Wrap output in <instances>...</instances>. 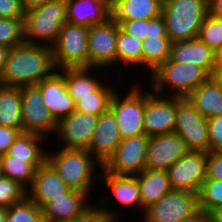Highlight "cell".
<instances>
[{"instance_id":"6da1fadb","label":"cell","mask_w":222,"mask_h":222,"mask_svg":"<svg viewBox=\"0 0 222 222\" xmlns=\"http://www.w3.org/2000/svg\"><path fill=\"white\" fill-rule=\"evenodd\" d=\"M56 70L52 46L23 42L9 50L0 84L5 86H33Z\"/></svg>"},{"instance_id":"7a4b0ae2","label":"cell","mask_w":222,"mask_h":222,"mask_svg":"<svg viewBox=\"0 0 222 222\" xmlns=\"http://www.w3.org/2000/svg\"><path fill=\"white\" fill-rule=\"evenodd\" d=\"M47 149V161L55 168L59 176L70 189L87 193L89 197L99 183V170L102 164L87 150L59 148L52 153ZM96 166H98L96 168ZM96 168V169H95Z\"/></svg>"},{"instance_id":"3957f363","label":"cell","mask_w":222,"mask_h":222,"mask_svg":"<svg viewBox=\"0 0 222 222\" xmlns=\"http://www.w3.org/2000/svg\"><path fill=\"white\" fill-rule=\"evenodd\" d=\"M161 14L172 43L195 39L208 15V0H168L162 5Z\"/></svg>"},{"instance_id":"277c9868","label":"cell","mask_w":222,"mask_h":222,"mask_svg":"<svg viewBox=\"0 0 222 222\" xmlns=\"http://www.w3.org/2000/svg\"><path fill=\"white\" fill-rule=\"evenodd\" d=\"M67 22L66 0H50L25 11L24 42L52 46Z\"/></svg>"},{"instance_id":"5b68a950","label":"cell","mask_w":222,"mask_h":222,"mask_svg":"<svg viewBox=\"0 0 222 222\" xmlns=\"http://www.w3.org/2000/svg\"><path fill=\"white\" fill-rule=\"evenodd\" d=\"M150 89L158 95L187 97L195 88L205 82L210 75L200 66L172 62L167 59L154 72ZM166 87H170L169 90ZM165 88V89H164ZM166 92V94H165ZM163 93V94H162ZM171 94V95H170Z\"/></svg>"},{"instance_id":"8992f818","label":"cell","mask_w":222,"mask_h":222,"mask_svg":"<svg viewBox=\"0 0 222 222\" xmlns=\"http://www.w3.org/2000/svg\"><path fill=\"white\" fill-rule=\"evenodd\" d=\"M89 28L66 22L52 45L56 70L68 67H88Z\"/></svg>"},{"instance_id":"52a82bcc","label":"cell","mask_w":222,"mask_h":222,"mask_svg":"<svg viewBox=\"0 0 222 222\" xmlns=\"http://www.w3.org/2000/svg\"><path fill=\"white\" fill-rule=\"evenodd\" d=\"M135 84H131L133 88H130L122 98V93L118 94L116 90L110 101L109 109L115 116L122 139L145 134L143 123L145 91Z\"/></svg>"},{"instance_id":"ba28073f","label":"cell","mask_w":222,"mask_h":222,"mask_svg":"<svg viewBox=\"0 0 222 222\" xmlns=\"http://www.w3.org/2000/svg\"><path fill=\"white\" fill-rule=\"evenodd\" d=\"M200 212L198 193L172 189L143 213L144 222H175Z\"/></svg>"},{"instance_id":"9c48e42d","label":"cell","mask_w":222,"mask_h":222,"mask_svg":"<svg viewBox=\"0 0 222 222\" xmlns=\"http://www.w3.org/2000/svg\"><path fill=\"white\" fill-rule=\"evenodd\" d=\"M118 23L109 17L105 22L89 27L88 32V67L103 68L117 65ZM109 66V67H108Z\"/></svg>"},{"instance_id":"30bf717a","label":"cell","mask_w":222,"mask_h":222,"mask_svg":"<svg viewBox=\"0 0 222 222\" xmlns=\"http://www.w3.org/2000/svg\"><path fill=\"white\" fill-rule=\"evenodd\" d=\"M174 132L186 143L190 151L209 152L207 119L185 97L177 96Z\"/></svg>"},{"instance_id":"8fae6325","label":"cell","mask_w":222,"mask_h":222,"mask_svg":"<svg viewBox=\"0 0 222 222\" xmlns=\"http://www.w3.org/2000/svg\"><path fill=\"white\" fill-rule=\"evenodd\" d=\"M148 141L145 134L122 139L102 169L114 175L139 174L145 170Z\"/></svg>"},{"instance_id":"7c38bea8","label":"cell","mask_w":222,"mask_h":222,"mask_svg":"<svg viewBox=\"0 0 222 222\" xmlns=\"http://www.w3.org/2000/svg\"><path fill=\"white\" fill-rule=\"evenodd\" d=\"M21 100L22 132L54 136L57 122L44 105L40 90L35 85L21 87Z\"/></svg>"},{"instance_id":"4fadbf2b","label":"cell","mask_w":222,"mask_h":222,"mask_svg":"<svg viewBox=\"0 0 222 222\" xmlns=\"http://www.w3.org/2000/svg\"><path fill=\"white\" fill-rule=\"evenodd\" d=\"M177 96L145 92L144 131L148 137L174 132Z\"/></svg>"},{"instance_id":"5bb4252c","label":"cell","mask_w":222,"mask_h":222,"mask_svg":"<svg viewBox=\"0 0 222 222\" xmlns=\"http://www.w3.org/2000/svg\"><path fill=\"white\" fill-rule=\"evenodd\" d=\"M207 152L189 151L167 169L172 189L198 193L206 179Z\"/></svg>"},{"instance_id":"9a60e30c","label":"cell","mask_w":222,"mask_h":222,"mask_svg":"<svg viewBox=\"0 0 222 222\" xmlns=\"http://www.w3.org/2000/svg\"><path fill=\"white\" fill-rule=\"evenodd\" d=\"M99 116L74 110L70 115L57 122L55 136L62 143V148L87 150Z\"/></svg>"},{"instance_id":"2e32d148","label":"cell","mask_w":222,"mask_h":222,"mask_svg":"<svg viewBox=\"0 0 222 222\" xmlns=\"http://www.w3.org/2000/svg\"><path fill=\"white\" fill-rule=\"evenodd\" d=\"M190 150L175 132L150 136L147 152V170H167Z\"/></svg>"},{"instance_id":"e0dca14e","label":"cell","mask_w":222,"mask_h":222,"mask_svg":"<svg viewBox=\"0 0 222 222\" xmlns=\"http://www.w3.org/2000/svg\"><path fill=\"white\" fill-rule=\"evenodd\" d=\"M35 86L40 90L44 105L56 122L75 110V102L68 94L64 77L58 70Z\"/></svg>"},{"instance_id":"ac0fdd59","label":"cell","mask_w":222,"mask_h":222,"mask_svg":"<svg viewBox=\"0 0 222 222\" xmlns=\"http://www.w3.org/2000/svg\"><path fill=\"white\" fill-rule=\"evenodd\" d=\"M69 189L55 168L46 160L36 169L32 184L26 190V196L42 208L47 202L62 196V193Z\"/></svg>"},{"instance_id":"d6986e66","label":"cell","mask_w":222,"mask_h":222,"mask_svg":"<svg viewBox=\"0 0 222 222\" xmlns=\"http://www.w3.org/2000/svg\"><path fill=\"white\" fill-rule=\"evenodd\" d=\"M122 138L113 112L108 109L98 118L88 151L103 165Z\"/></svg>"},{"instance_id":"ffe728a7","label":"cell","mask_w":222,"mask_h":222,"mask_svg":"<svg viewBox=\"0 0 222 222\" xmlns=\"http://www.w3.org/2000/svg\"><path fill=\"white\" fill-rule=\"evenodd\" d=\"M88 196L87 193L69 189L62 193V196L52 199L41 208L43 221L60 222L80 215L92 204Z\"/></svg>"},{"instance_id":"44dd1931","label":"cell","mask_w":222,"mask_h":222,"mask_svg":"<svg viewBox=\"0 0 222 222\" xmlns=\"http://www.w3.org/2000/svg\"><path fill=\"white\" fill-rule=\"evenodd\" d=\"M67 22L89 28L111 17V0H66Z\"/></svg>"},{"instance_id":"7402d4cb","label":"cell","mask_w":222,"mask_h":222,"mask_svg":"<svg viewBox=\"0 0 222 222\" xmlns=\"http://www.w3.org/2000/svg\"><path fill=\"white\" fill-rule=\"evenodd\" d=\"M169 59L200 66L210 76L214 70V51L199 38L171 43Z\"/></svg>"},{"instance_id":"603a6c76","label":"cell","mask_w":222,"mask_h":222,"mask_svg":"<svg viewBox=\"0 0 222 222\" xmlns=\"http://www.w3.org/2000/svg\"><path fill=\"white\" fill-rule=\"evenodd\" d=\"M100 171L99 184L102 183L108 187L111 199L115 197L119 205L122 204L125 208L133 206L134 209L135 206V208L141 210L140 190L135 176L114 175L105 172L102 168Z\"/></svg>"},{"instance_id":"cb8c5ba5","label":"cell","mask_w":222,"mask_h":222,"mask_svg":"<svg viewBox=\"0 0 222 222\" xmlns=\"http://www.w3.org/2000/svg\"><path fill=\"white\" fill-rule=\"evenodd\" d=\"M140 190L141 215L150 205L159 201L172 190L167 170H143L134 175Z\"/></svg>"},{"instance_id":"d4e9b609","label":"cell","mask_w":222,"mask_h":222,"mask_svg":"<svg viewBox=\"0 0 222 222\" xmlns=\"http://www.w3.org/2000/svg\"><path fill=\"white\" fill-rule=\"evenodd\" d=\"M186 98L206 119L222 115V87L211 76Z\"/></svg>"},{"instance_id":"484cf974","label":"cell","mask_w":222,"mask_h":222,"mask_svg":"<svg viewBox=\"0 0 222 222\" xmlns=\"http://www.w3.org/2000/svg\"><path fill=\"white\" fill-rule=\"evenodd\" d=\"M95 69L96 73L92 72ZM99 69L95 67L93 69L92 67H68L58 70L63 75L67 92L74 102L79 101V97L91 95L103 83L102 79L98 80V76L92 74L97 75Z\"/></svg>"},{"instance_id":"4316f807","label":"cell","mask_w":222,"mask_h":222,"mask_svg":"<svg viewBox=\"0 0 222 222\" xmlns=\"http://www.w3.org/2000/svg\"><path fill=\"white\" fill-rule=\"evenodd\" d=\"M157 0H111V17L115 21L149 20L161 14Z\"/></svg>"},{"instance_id":"83f0119b","label":"cell","mask_w":222,"mask_h":222,"mask_svg":"<svg viewBox=\"0 0 222 222\" xmlns=\"http://www.w3.org/2000/svg\"><path fill=\"white\" fill-rule=\"evenodd\" d=\"M44 138L46 139L39 134L21 132L9 147L7 154L13 159L25 160L26 163H44L47 160V148L42 144Z\"/></svg>"},{"instance_id":"f1b7e54d","label":"cell","mask_w":222,"mask_h":222,"mask_svg":"<svg viewBox=\"0 0 222 222\" xmlns=\"http://www.w3.org/2000/svg\"><path fill=\"white\" fill-rule=\"evenodd\" d=\"M21 87L0 84V126L22 129Z\"/></svg>"},{"instance_id":"f546056e","label":"cell","mask_w":222,"mask_h":222,"mask_svg":"<svg viewBox=\"0 0 222 222\" xmlns=\"http://www.w3.org/2000/svg\"><path fill=\"white\" fill-rule=\"evenodd\" d=\"M142 42V40L124 32L118 24L117 64L127 68L131 67L135 71L138 69L139 73V69L142 68Z\"/></svg>"},{"instance_id":"4dcf8cb0","label":"cell","mask_w":222,"mask_h":222,"mask_svg":"<svg viewBox=\"0 0 222 222\" xmlns=\"http://www.w3.org/2000/svg\"><path fill=\"white\" fill-rule=\"evenodd\" d=\"M102 83L91 95L79 97V101L75 102V110L82 113H88L100 116L110 107V101L116 92L115 84Z\"/></svg>"},{"instance_id":"1f68e13d","label":"cell","mask_w":222,"mask_h":222,"mask_svg":"<svg viewBox=\"0 0 222 222\" xmlns=\"http://www.w3.org/2000/svg\"><path fill=\"white\" fill-rule=\"evenodd\" d=\"M43 163H26L25 160L13 159L7 153L0 156L1 175L17 181L26 190L31 186L36 169Z\"/></svg>"},{"instance_id":"d6a6232c","label":"cell","mask_w":222,"mask_h":222,"mask_svg":"<svg viewBox=\"0 0 222 222\" xmlns=\"http://www.w3.org/2000/svg\"><path fill=\"white\" fill-rule=\"evenodd\" d=\"M171 43L168 37L146 38L142 42V69L152 73L169 59Z\"/></svg>"},{"instance_id":"836d02e7","label":"cell","mask_w":222,"mask_h":222,"mask_svg":"<svg viewBox=\"0 0 222 222\" xmlns=\"http://www.w3.org/2000/svg\"><path fill=\"white\" fill-rule=\"evenodd\" d=\"M109 198V196H103V198L101 196V201H99L100 204L98 203V205L101 206H98L96 203H93L80 215L74 216L68 220L60 222H120L118 216H121L122 214L120 212L116 213V210L110 208L108 202Z\"/></svg>"},{"instance_id":"e575fe53","label":"cell","mask_w":222,"mask_h":222,"mask_svg":"<svg viewBox=\"0 0 222 222\" xmlns=\"http://www.w3.org/2000/svg\"><path fill=\"white\" fill-rule=\"evenodd\" d=\"M198 201L200 211L207 216L222 206V180L205 179L198 192Z\"/></svg>"},{"instance_id":"d590c367","label":"cell","mask_w":222,"mask_h":222,"mask_svg":"<svg viewBox=\"0 0 222 222\" xmlns=\"http://www.w3.org/2000/svg\"><path fill=\"white\" fill-rule=\"evenodd\" d=\"M6 222H44L42 210L27 196L7 208Z\"/></svg>"},{"instance_id":"8d00e7d4","label":"cell","mask_w":222,"mask_h":222,"mask_svg":"<svg viewBox=\"0 0 222 222\" xmlns=\"http://www.w3.org/2000/svg\"><path fill=\"white\" fill-rule=\"evenodd\" d=\"M24 19L0 18V45L8 48L24 42Z\"/></svg>"},{"instance_id":"74e56055","label":"cell","mask_w":222,"mask_h":222,"mask_svg":"<svg viewBox=\"0 0 222 222\" xmlns=\"http://www.w3.org/2000/svg\"><path fill=\"white\" fill-rule=\"evenodd\" d=\"M198 38L215 51L222 44V19L208 14L201 24Z\"/></svg>"},{"instance_id":"f35d334b","label":"cell","mask_w":222,"mask_h":222,"mask_svg":"<svg viewBox=\"0 0 222 222\" xmlns=\"http://www.w3.org/2000/svg\"><path fill=\"white\" fill-rule=\"evenodd\" d=\"M26 197V189L17 181L0 175V206L10 207Z\"/></svg>"},{"instance_id":"ab89813d","label":"cell","mask_w":222,"mask_h":222,"mask_svg":"<svg viewBox=\"0 0 222 222\" xmlns=\"http://www.w3.org/2000/svg\"><path fill=\"white\" fill-rule=\"evenodd\" d=\"M209 134V152H216L222 147V115L207 119Z\"/></svg>"},{"instance_id":"60d3db41","label":"cell","mask_w":222,"mask_h":222,"mask_svg":"<svg viewBox=\"0 0 222 222\" xmlns=\"http://www.w3.org/2000/svg\"><path fill=\"white\" fill-rule=\"evenodd\" d=\"M119 27L126 33L144 41L147 38L148 20L116 21Z\"/></svg>"},{"instance_id":"b9f144b4","label":"cell","mask_w":222,"mask_h":222,"mask_svg":"<svg viewBox=\"0 0 222 222\" xmlns=\"http://www.w3.org/2000/svg\"><path fill=\"white\" fill-rule=\"evenodd\" d=\"M21 0H0V18L24 19Z\"/></svg>"},{"instance_id":"7bdbcfd3","label":"cell","mask_w":222,"mask_h":222,"mask_svg":"<svg viewBox=\"0 0 222 222\" xmlns=\"http://www.w3.org/2000/svg\"><path fill=\"white\" fill-rule=\"evenodd\" d=\"M206 179L222 180V157L216 152H207Z\"/></svg>"},{"instance_id":"ee69618b","label":"cell","mask_w":222,"mask_h":222,"mask_svg":"<svg viewBox=\"0 0 222 222\" xmlns=\"http://www.w3.org/2000/svg\"><path fill=\"white\" fill-rule=\"evenodd\" d=\"M22 132V129L0 126V156L7 153L9 147Z\"/></svg>"},{"instance_id":"f6af8a7d","label":"cell","mask_w":222,"mask_h":222,"mask_svg":"<svg viewBox=\"0 0 222 222\" xmlns=\"http://www.w3.org/2000/svg\"><path fill=\"white\" fill-rule=\"evenodd\" d=\"M168 37L162 14L148 20L147 38Z\"/></svg>"},{"instance_id":"bcb514c9","label":"cell","mask_w":222,"mask_h":222,"mask_svg":"<svg viewBox=\"0 0 222 222\" xmlns=\"http://www.w3.org/2000/svg\"><path fill=\"white\" fill-rule=\"evenodd\" d=\"M208 14L222 19V0H208Z\"/></svg>"},{"instance_id":"7dc6e473","label":"cell","mask_w":222,"mask_h":222,"mask_svg":"<svg viewBox=\"0 0 222 222\" xmlns=\"http://www.w3.org/2000/svg\"><path fill=\"white\" fill-rule=\"evenodd\" d=\"M208 222H222V206L215 208L208 215Z\"/></svg>"},{"instance_id":"c3c4849f","label":"cell","mask_w":222,"mask_h":222,"mask_svg":"<svg viewBox=\"0 0 222 222\" xmlns=\"http://www.w3.org/2000/svg\"><path fill=\"white\" fill-rule=\"evenodd\" d=\"M175 222H208V216L200 211L196 216H192L187 219H181Z\"/></svg>"},{"instance_id":"681fc988","label":"cell","mask_w":222,"mask_h":222,"mask_svg":"<svg viewBox=\"0 0 222 222\" xmlns=\"http://www.w3.org/2000/svg\"><path fill=\"white\" fill-rule=\"evenodd\" d=\"M48 1H50V0H21V3H22L24 10L26 11V10L31 9L33 7L42 5Z\"/></svg>"},{"instance_id":"f907efd6","label":"cell","mask_w":222,"mask_h":222,"mask_svg":"<svg viewBox=\"0 0 222 222\" xmlns=\"http://www.w3.org/2000/svg\"><path fill=\"white\" fill-rule=\"evenodd\" d=\"M10 48L0 45V74L3 72Z\"/></svg>"},{"instance_id":"816d5d0a","label":"cell","mask_w":222,"mask_h":222,"mask_svg":"<svg viewBox=\"0 0 222 222\" xmlns=\"http://www.w3.org/2000/svg\"><path fill=\"white\" fill-rule=\"evenodd\" d=\"M211 77L222 87V66H214Z\"/></svg>"},{"instance_id":"f5cc1de1","label":"cell","mask_w":222,"mask_h":222,"mask_svg":"<svg viewBox=\"0 0 222 222\" xmlns=\"http://www.w3.org/2000/svg\"><path fill=\"white\" fill-rule=\"evenodd\" d=\"M214 66H222V44L214 51Z\"/></svg>"},{"instance_id":"db71d44e","label":"cell","mask_w":222,"mask_h":222,"mask_svg":"<svg viewBox=\"0 0 222 222\" xmlns=\"http://www.w3.org/2000/svg\"><path fill=\"white\" fill-rule=\"evenodd\" d=\"M7 207L0 206V222H6Z\"/></svg>"},{"instance_id":"11a10c76","label":"cell","mask_w":222,"mask_h":222,"mask_svg":"<svg viewBox=\"0 0 222 222\" xmlns=\"http://www.w3.org/2000/svg\"><path fill=\"white\" fill-rule=\"evenodd\" d=\"M216 153L222 157V147L219 148V149L216 151Z\"/></svg>"},{"instance_id":"9f6ffc18","label":"cell","mask_w":222,"mask_h":222,"mask_svg":"<svg viewBox=\"0 0 222 222\" xmlns=\"http://www.w3.org/2000/svg\"><path fill=\"white\" fill-rule=\"evenodd\" d=\"M160 4H165L168 0H157Z\"/></svg>"}]
</instances>
